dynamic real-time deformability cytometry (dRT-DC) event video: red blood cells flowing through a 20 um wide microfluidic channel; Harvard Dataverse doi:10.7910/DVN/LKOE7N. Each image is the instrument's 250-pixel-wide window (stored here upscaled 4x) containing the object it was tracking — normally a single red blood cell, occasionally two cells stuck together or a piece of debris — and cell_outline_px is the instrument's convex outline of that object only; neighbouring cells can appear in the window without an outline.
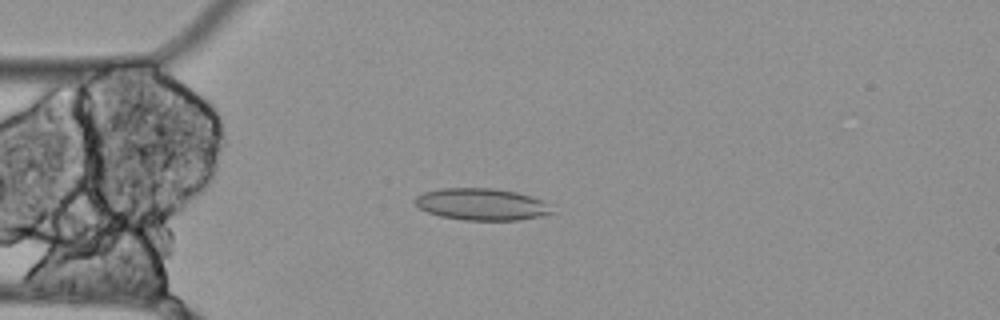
{"species": "Egyptian fruit bat (a non-hibernating species)", "species_latin": "Rousettus aegyptiacus", "temperature_condition": "cold", "stored_images_in_passage": 55, "camera_frame_rate_fps": 3000, "um_per_image_px": 0.085, "animal": {"sex": "female"}, "frame": {"image": 1, "passage_image": 13, "time_ms": 4.0, "image_size_px": [1000, 320], "cell_outline_px": [[556, 212], [540, 216], [520, 220], [464, 220], [440, 216], [428, 212], [420, 208], [412, 200], [416, 196], [424, 192], [440, 188], [496, 188], [516, 192], [532, 196], [544, 200]], "centroid_in_image_um": [40.96, 17.36], "position_along_channel_um": 44.0, "area_um2": 25.66}}
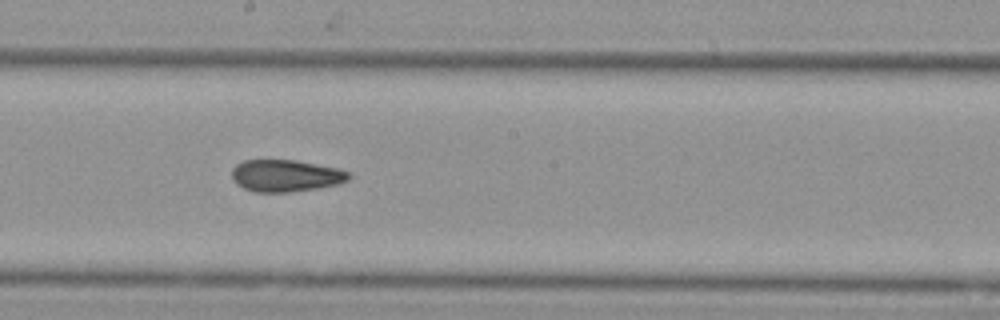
{"frame": {"image": 2, "passage_image": 29, "time_ms": 9.333, "image_size_px": [1000, 320], "cell_outline_px": [[352, 176], [348, 180], [336, 184], [316, 188], [288, 192], [256, 192], [244, 188], [236, 184], [232, 180], [232, 168], [236, 164], [244, 160], [296, 160], [336, 168], [348, 172]], "centroid_in_image_um": [24.24, 14.93], "position_along_channel_um": 224.0, "area_um2": 21.68}}
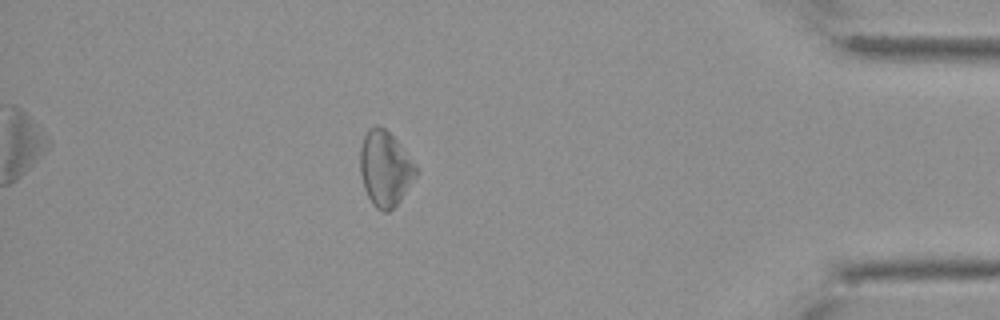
{"frame": {"image": 3, "passage_image": 48, "time_ms": 15.667, "image_size_px": [1000, 320], "cell_outline_px": [[420, 172], [400, 200], [388, 212], [384, 212], [376, 208], [372, 204], [364, 188], [360, 172], [360, 148], [364, 136], [368, 128], [376, 124], [384, 128], [400, 144], [416, 164]], "centroid_in_image_um": [32.75, 14.32], "position_along_channel_um": 402.5, "area_um2": 24.62}, "authors_computed_cell_mechanics": {"area_um2": 23.5824, "velocity_mm_per_s": 3.4862, "shape_relaxation_time_tau1_ms": null, "shape_relaxation_time_tau2_ms": 5.3257, "deformation_change_tau1": null, "deformation_change_tau2": 0.1093}}